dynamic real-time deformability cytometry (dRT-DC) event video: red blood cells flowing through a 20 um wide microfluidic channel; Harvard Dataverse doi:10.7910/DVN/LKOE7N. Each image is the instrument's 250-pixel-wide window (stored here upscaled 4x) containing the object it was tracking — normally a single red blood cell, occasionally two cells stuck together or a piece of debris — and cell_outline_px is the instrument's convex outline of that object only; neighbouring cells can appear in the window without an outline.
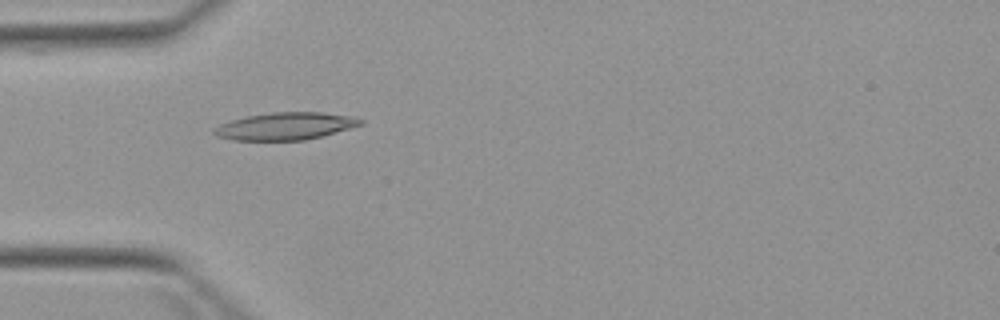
{"species": "Egyptian fruit bat (a non-hibernating species)", "species_latin": "Rousettus aegyptiacus", "temperature_condition": "warm", "stored_images_in_passage": 2, "camera_frame_rate_fps": 3000, "um_per_image_px": 0.085, "animal": {"sex": "female"}, "frame": {"image": 1, "passage_image": 1, "time_ms": 0.0, "image_size_px": [1000, 320], "cell_outline_px": [[364, 124], [320, 136], [304, 140], [236, 140], [216, 136], [212, 132], [212, 128], [220, 124], [232, 120], [248, 116], [272, 112], [320, 112], [348, 116], [364, 120]], "centroid_in_image_um": [24.22, 10.72], "position_along_channel_um": 60.8, "area_um2": 23.06}}
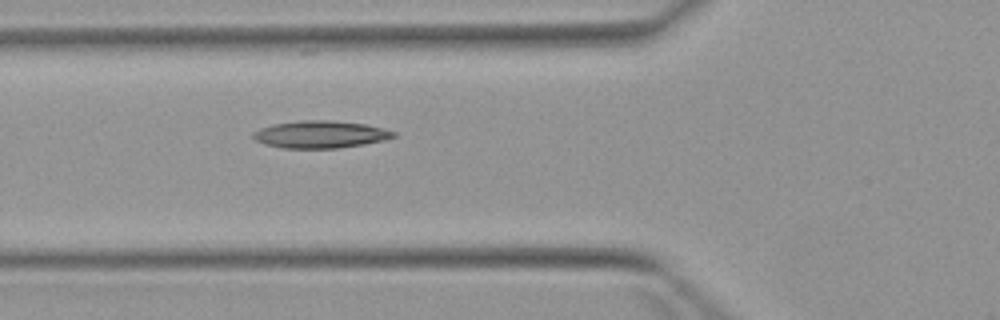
{"frame": {"image": 2, "passage_image": 2, "time_ms": 1.0, "image_size_px": [1000, 320], "cell_outline_px": [[396, 136], [384, 140], [364, 144], [336, 148], [284, 148], [264, 144], [256, 140], [252, 136], [252, 132], [260, 128], [272, 124], [300, 120], [332, 120], [368, 124], [396, 132]], "centroid_in_image_um": [27.22, 11.41], "position_along_channel_um": 98.6, "area_um2": 22.43}}